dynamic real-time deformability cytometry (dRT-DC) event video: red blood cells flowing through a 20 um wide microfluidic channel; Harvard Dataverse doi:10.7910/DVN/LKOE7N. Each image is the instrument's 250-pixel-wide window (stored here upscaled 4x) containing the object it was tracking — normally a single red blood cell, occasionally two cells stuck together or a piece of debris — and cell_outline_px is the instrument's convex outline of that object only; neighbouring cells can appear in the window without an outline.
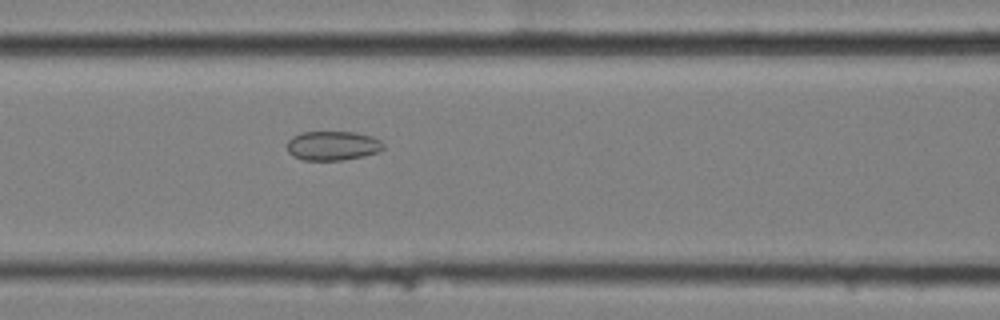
{"species": "common noctule bat (a hibernating species)", "species_latin": "Nyctalus noctula", "temperature_condition": "cold", "stored_images_in_passage": 3, "camera_frame_rate_fps": 3000, "um_per_image_px": 0.085, "animal": {"sex": "female", "body_mass_g": 25.1}, "frame": {"image": 1, "passage_image": 3, "time_ms": 0.667, "image_size_px": [1000, 320], "cell_outline_px": [[384, 148], [376, 152], [364, 156], [344, 160], [304, 160], [292, 156], [288, 152], [288, 140], [292, 136], [300, 132], [356, 132], [372, 136], [380, 140], [384, 144]], "centroid_in_image_um": [28.27, 12.38], "position_along_channel_um": 138.3, "area_um2": 16.53}}